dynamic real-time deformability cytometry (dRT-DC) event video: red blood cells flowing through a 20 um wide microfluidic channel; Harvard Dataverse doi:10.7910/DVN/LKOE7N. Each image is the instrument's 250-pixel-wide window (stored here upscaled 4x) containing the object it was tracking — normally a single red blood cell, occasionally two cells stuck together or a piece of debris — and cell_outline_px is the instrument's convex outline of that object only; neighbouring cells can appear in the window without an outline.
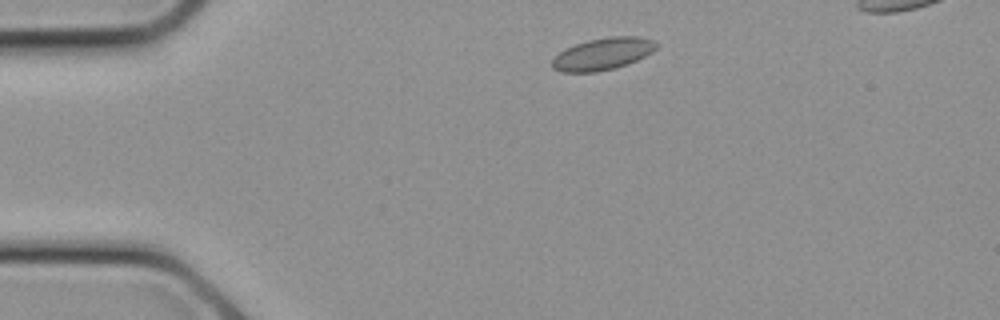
{"species": "common noctule bat (a hibernating species)", "species_latin": "Nyctalus noctula", "temperature_condition": "cold", "stored_images_in_passage": 6, "camera_frame_rate_fps": 3000, "um_per_image_px": 0.085, "animal": {"sex": "female", "body_mass_g": 21.9}, "frame": {"image": 1, "passage_image": 2, "time_ms": 0.333, "image_size_px": [1000, 320], "cell_outline_px": [[656, 48], [652, 52], [628, 64], [596, 72], [560, 72], [552, 68], [552, 60], [564, 48], [588, 40], [608, 36], [640, 36], [656, 40]], "centroid_in_image_um": [51.24, 4.57], "position_along_channel_um": 33.8, "area_um2": 19.48}}
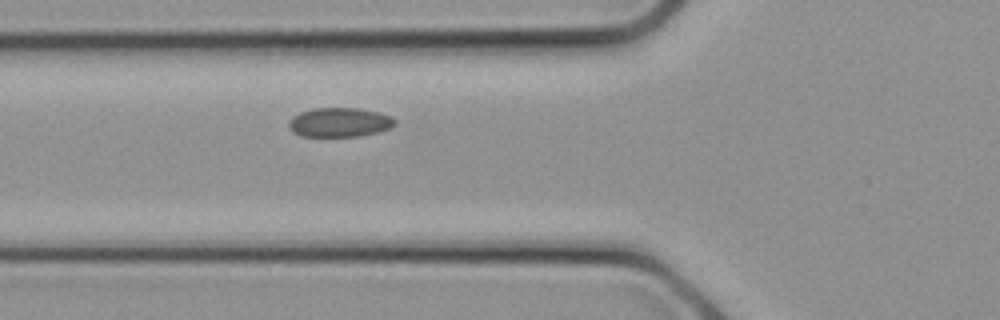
{"frame": {"image": 2, "passage_image": 6, "time_ms": 1.667, "image_size_px": [1000, 320], "cell_outline_px": [[396, 124], [388, 128], [376, 132], [360, 136], [300, 136], [292, 132], [288, 128], [288, 120], [292, 116], [300, 112], [312, 108], [360, 108], [380, 112], [392, 116], [396, 120]], "centroid_in_image_um": [28.83, 10.39], "position_along_channel_um": 97.0, "area_um2": 18.32}}